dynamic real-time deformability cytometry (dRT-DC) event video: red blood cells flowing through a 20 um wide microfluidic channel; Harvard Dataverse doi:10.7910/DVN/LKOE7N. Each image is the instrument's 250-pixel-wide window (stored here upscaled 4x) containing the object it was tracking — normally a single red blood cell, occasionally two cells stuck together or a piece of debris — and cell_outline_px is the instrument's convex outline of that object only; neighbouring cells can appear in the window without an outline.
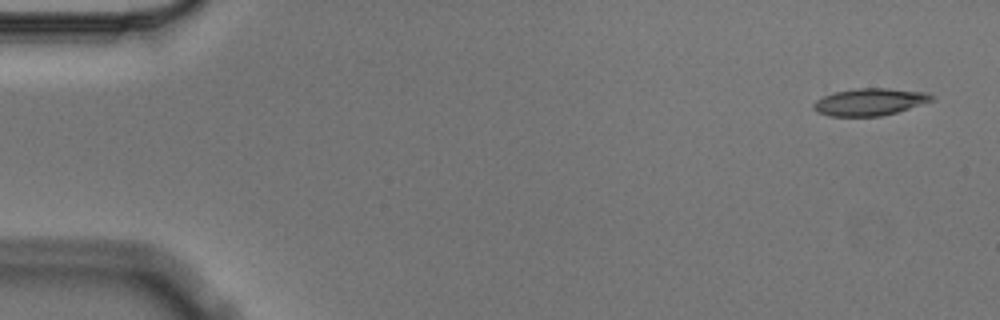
{"species": "Egyptian fruit bat (a non-hibernating species)", "species_latin": "Rousettus aegyptiacus", "temperature_condition": "cold", "stored_images_in_passage": 5, "camera_frame_rate_fps": 3000, "um_per_image_px": 0.085, "animal": {"sex": "male"}, "frame": {"image": 1, "passage_image": 1, "time_ms": 0.0, "image_size_px": [1000, 320], "cell_outline_px": [[936, 100], [896, 112], [880, 116], [828, 116], [816, 112], [812, 108], [812, 104], [816, 100], [832, 92], [856, 88], [888, 88], [928, 92], [936, 96]], "centroid_in_image_um": [73.95, 8.65], "position_along_channel_um": 11.1, "area_um2": 19.02}}
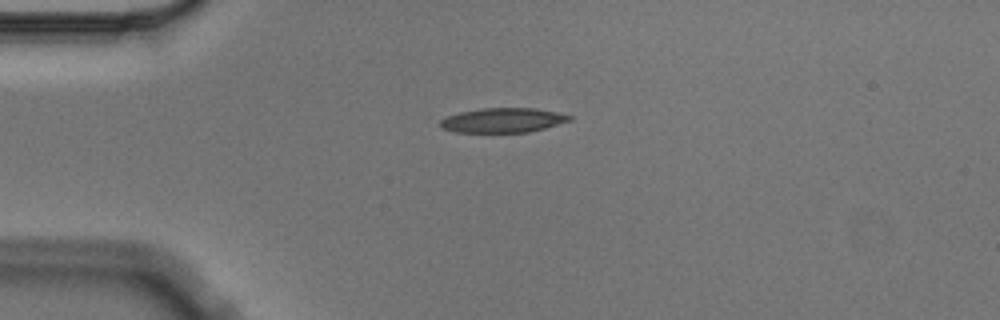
{"frame": {"image": 2, "passage_image": 4, "time_ms": 1.0, "image_size_px": [1000, 320], "cell_outline_px": [[572, 120], [544, 128], [528, 132], [456, 132], [440, 128], [440, 120], [448, 116], [460, 112], [480, 108], [536, 108], [556, 112], [572, 116]], "centroid_in_image_um": [42.73, 10.22], "position_along_channel_um": 42.3, "area_um2": 18.44}}